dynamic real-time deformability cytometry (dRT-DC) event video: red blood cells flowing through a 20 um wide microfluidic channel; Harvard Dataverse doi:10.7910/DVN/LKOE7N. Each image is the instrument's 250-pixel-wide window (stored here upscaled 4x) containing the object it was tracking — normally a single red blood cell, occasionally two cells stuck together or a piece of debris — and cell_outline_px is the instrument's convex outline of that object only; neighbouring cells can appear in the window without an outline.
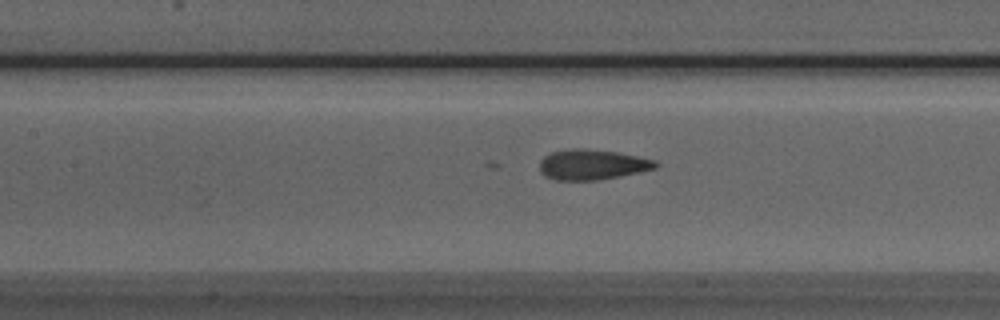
{"species": "Egyptian fruit bat (a non-hibernating species)", "species_latin": "Rousettus aegyptiacus", "temperature_condition": "room temperature", "stored_images_in_passage": 35, "camera_frame_rate_fps": 3000, "um_per_image_px": 0.085, "animal": {"sex": "male"}, "frame": {"image": 1, "passage_image": 8, "time_ms": 2.333, "image_size_px": [1000, 320], "cell_outline_px": [[660, 164], [656, 168], [640, 172], [620, 176], [596, 180], [552, 180], [544, 176], [540, 172], [540, 160], [544, 156], [552, 152], [572, 148], [580, 148], [616, 152], [656, 160]], "centroid_in_image_um": [50.32, 14.0], "position_along_channel_um": 157.1, "area_um2": 20.52}}
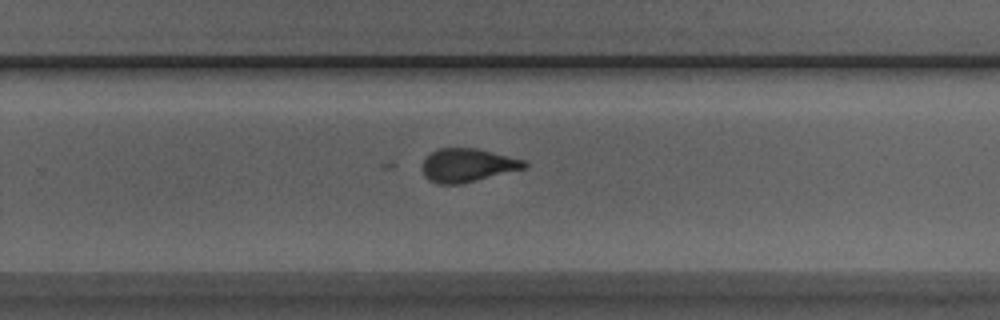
{"frame": {"image": 2, "passage_image": 18, "time_ms": 5.667, "image_size_px": [1000, 320], "cell_outline_px": [[528, 164], [524, 168], [460, 184], [436, 184], [428, 180], [424, 176], [420, 168], [424, 160], [432, 152], [440, 148], [476, 148], [524, 160]], "centroid_in_image_um": [39.67, 14.05], "position_along_channel_um": 290.1, "area_um2": 19.71}}
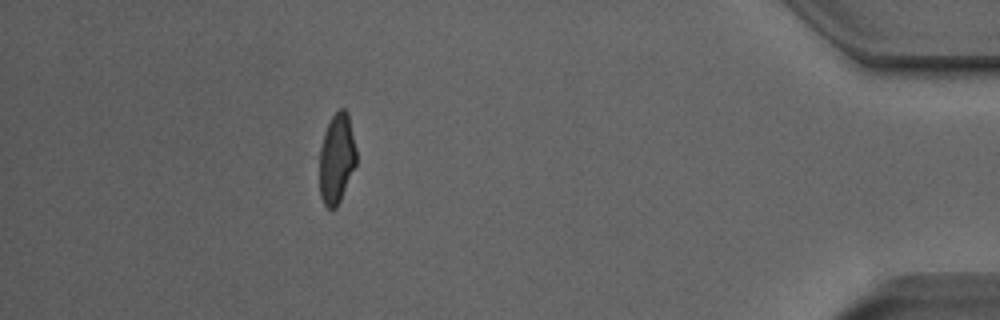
{"frame": {"image": 3, "passage_image": 31, "time_ms": 10.0, "image_size_px": [1000, 320], "cell_outline_px": [[356, 164], [340, 200], [336, 208], [328, 208], [324, 204], [320, 196], [320, 148], [324, 132], [332, 116], [340, 108], [344, 108], [348, 112], [356, 148]], "centroid_in_image_um": [28.62, 13.46], "position_along_channel_um": 406.6, "area_um2": 19.19}}